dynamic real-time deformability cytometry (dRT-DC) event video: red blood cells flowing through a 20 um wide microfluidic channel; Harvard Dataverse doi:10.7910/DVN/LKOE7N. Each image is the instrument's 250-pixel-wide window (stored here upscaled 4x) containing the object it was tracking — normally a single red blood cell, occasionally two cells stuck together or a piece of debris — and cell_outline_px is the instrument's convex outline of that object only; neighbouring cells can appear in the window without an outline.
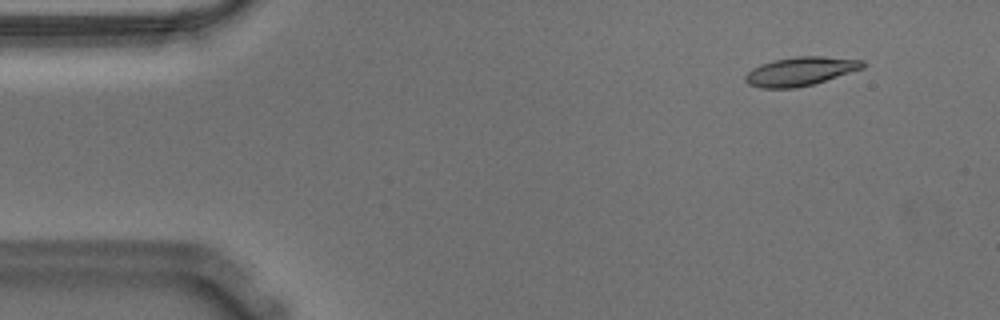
{"species": "Egyptian fruit bat (a non-hibernating species)", "species_latin": "Rousettus aegyptiacus", "temperature_condition": "warm", "stored_images_in_passage": 51, "camera_frame_rate_fps": 3000, "um_per_image_px": 0.085, "animal": {"sex": "male"}, "frame": {"image": 1, "passage_image": 1, "time_ms": 0.0, "image_size_px": [1000, 320], "cell_outline_px": [[868, 64], [864, 68], [812, 84], [796, 88], [760, 88], [748, 84], [744, 80], [744, 76], [752, 68], [760, 64], [772, 60], [796, 56], [824, 56], [864, 60]], "centroid_in_image_um": [68.03, 6.05], "position_along_channel_um": 17.0, "area_um2": 19.83}}
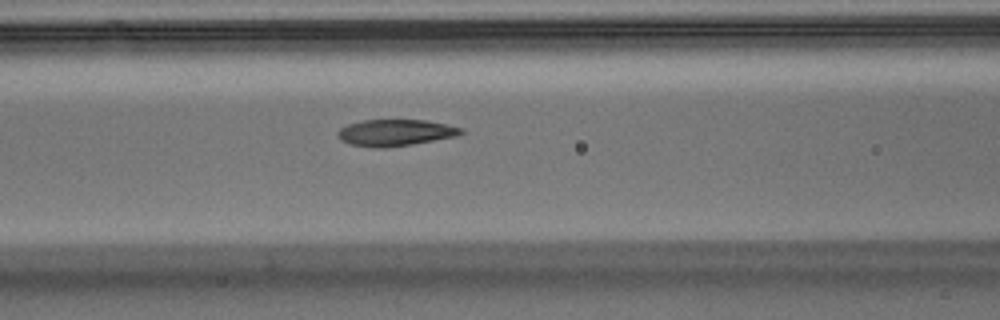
{"frame": {"image": 2, "passage_image": 18, "time_ms": 5.667, "image_size_px": [1000, 320], "cell_outline_px": [[464, 132], [456, 136], [412, 144], [384, 148], [372, 148], [348, 144], [340, 140], [336, 132], [340, 128], [348, 124], [364, 120], [428, 120], [448, 124], [464, 128]], "centroid_in_image_um": [33.59, 11.28], "position_along_channel_um": 133.0, "area_um2": 19.25}}
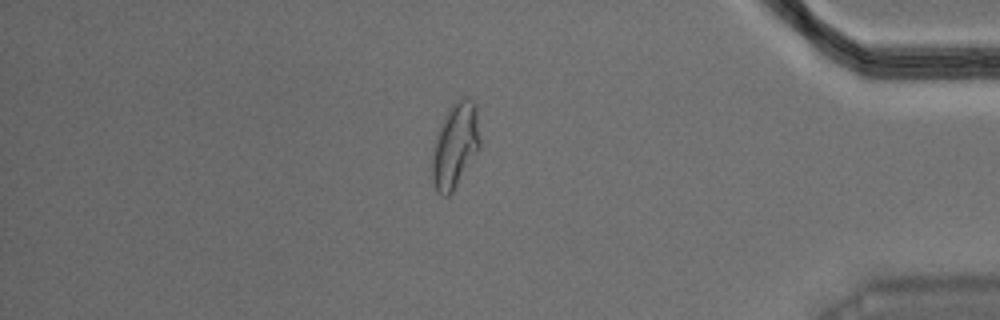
{"frame": {"image": 3, "passage_image": 43, "time_ms": 14.0, "image_size_px": [1000, 320], "cell_outline_px": [[480, 148], [452, 192], [448, 196], [444, 196], [436, 188], [432, 180], [432, 148], [440, 124], [452, 104], [460, 96], [468, 96], [476, 104], [480, 140]], "centroid_in_image_um": [38.7, 12.31], "position_along_channel_um": 396.5, "area_um2": 23.7}, "authors_computed_cell_mechanics": {"area_um2": 19.7676, "velocity_mm_per_s": 3.5921, "shape_relaxation_time_tau1_ms": 6.152, "shape_relaxation_time_tau2_ms": 1.6463, "deformation_change_tau1": 0.2242, "deformation_change_tau2": 0.0663}}